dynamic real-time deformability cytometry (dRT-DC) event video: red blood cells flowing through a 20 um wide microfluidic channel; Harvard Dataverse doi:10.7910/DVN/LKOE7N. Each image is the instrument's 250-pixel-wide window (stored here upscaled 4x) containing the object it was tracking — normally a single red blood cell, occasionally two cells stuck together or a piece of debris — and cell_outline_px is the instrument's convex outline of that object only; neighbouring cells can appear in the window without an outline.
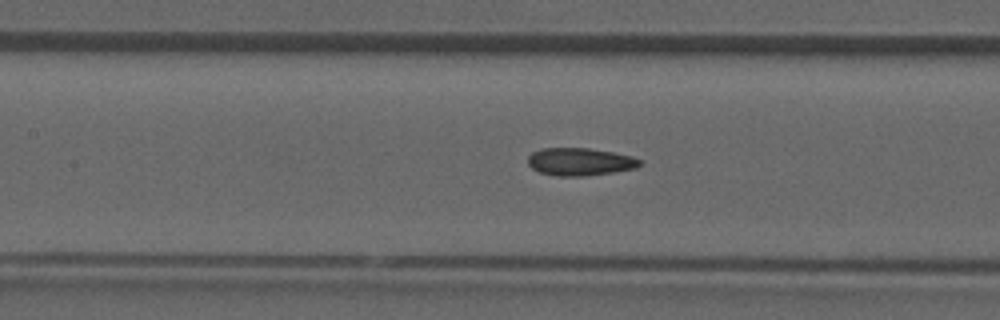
{"species": "common noctule bat (a hibernating species)", "species_latin": "Nyctalus noctula", "temperature_condition": "room temperature", "stored_images_in_passage": 48, "camera_frame_rate_fps": 3000, "um_per_image_px": 0.085, "animal": {"sex": "male", "forearm_length_mm": 52.5}, "frame": {"image": 1, "passage_image": 21, "time_ms": 6.667, "image_size_px": [1000, 320], "cell_outline_px": [[644, 164], [636, 168], [612, 172], [584, 176], [556, 176], [540, 172], [532, 168], [528, 164], [528, 156], [532, 152], [544, 148], [588, 148], [612, 152], [632, 156], [640, 160]], "centroid_in_image_um": [49.3, 13.75], "position_along_channel_um": 158.1, "area_um2": 18.03}}